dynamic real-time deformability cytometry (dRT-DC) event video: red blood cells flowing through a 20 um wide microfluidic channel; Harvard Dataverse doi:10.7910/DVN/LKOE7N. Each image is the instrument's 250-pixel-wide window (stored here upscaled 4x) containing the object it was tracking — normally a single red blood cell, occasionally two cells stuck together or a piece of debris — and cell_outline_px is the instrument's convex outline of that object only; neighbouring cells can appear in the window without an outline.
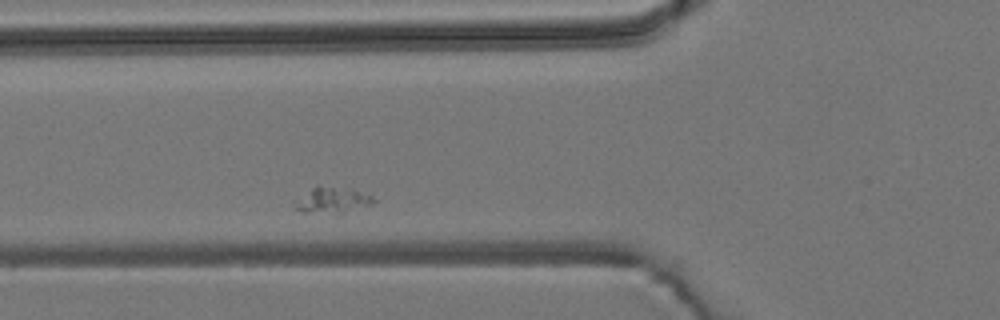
{"species": "common noctule bat (a hibernating species)", "species_latin": "Nyctalus noctula", "temperature_condition": "room temperature", "stored_images_in_passage": 7, "segment_of_instrument_passage": [2, 2], "camera_frame_rate_fps": 3000, "um_per_image_px": 0.085, "animal": {"sex": "male", "body_mass_g": 19.2, "forearm_length_mm": 51.8}, "frame": {"image": 1, "passage_image": 7, "time_ms": 7.0, "image_size_px": [1000, 320], "cell_outline_px": [[376, 200], [372, 204], [336, 216], [304, 212], [292, 208], [292, 204], [316, 184], [320, 184], [352, 188], [372, 192]], "centroid_in_image_um": [28.31, 17.01], "position_along_channel_um": 97.5, "area_um2": 13.06}}